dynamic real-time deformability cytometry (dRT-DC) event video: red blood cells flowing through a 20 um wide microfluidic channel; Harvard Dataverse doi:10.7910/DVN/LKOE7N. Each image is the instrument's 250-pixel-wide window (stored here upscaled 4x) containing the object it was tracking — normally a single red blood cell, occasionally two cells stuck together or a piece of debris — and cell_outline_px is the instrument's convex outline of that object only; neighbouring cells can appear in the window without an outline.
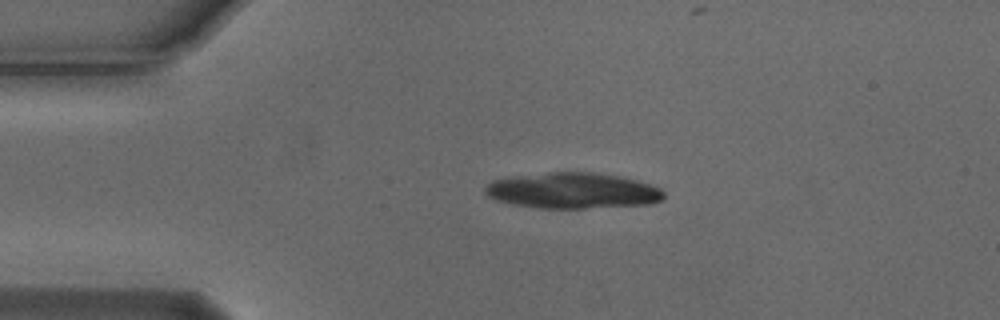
{"species": "Egyptian fruit bat (a non-hibernating species)", "species_latin": "Rousettus aegyptiacus", "temperature_condition": "cold", "stored_images_in_passage": 2, "camera_frame_rate_fps": 3000, "um_per_image_px": 0.085, "animal": {"sex": "male"}, "frame": {"image": 1, "passage_image": 2, "time_ms": 0.333, "image_size_px": [1000, 320], "cell_outline_px": [[664, 196], [660, 200], [648, 204], [584, 208], [540, 208], [512, 204], [496, 200], [488, 196], [484, 192], [484, 188], [492, 180], [512, 176], [552, 172], [592, 172], [620, 176], [652, 184], [660, 188], [664, 192]], "centroid_in_image_um": [48.66, 16.2], "position_along_channel_um": 36.3, "area_um2": 37.28}}